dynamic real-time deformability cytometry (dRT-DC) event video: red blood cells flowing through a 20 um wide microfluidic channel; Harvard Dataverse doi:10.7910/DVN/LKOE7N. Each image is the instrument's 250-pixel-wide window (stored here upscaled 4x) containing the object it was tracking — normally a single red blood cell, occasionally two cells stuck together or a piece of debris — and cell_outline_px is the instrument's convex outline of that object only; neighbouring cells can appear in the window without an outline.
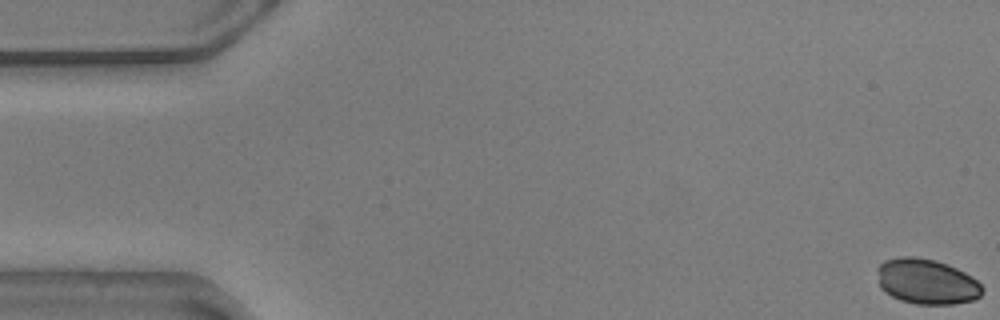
{"species": "common noctule bat (a hibernating species)", "species_latin": "Nyctalus noctula", "temperature_condition": "warm", "stored_images_in_passage": 58, "camera_frame_rate_fps": 3000, "um_per_image_px": 0.085, "animal": {"sex": "male", "body_mass_g": 20.5, "forearm_length_mm": 52.5}, "frame": {"image": 1, "passage_image": 1, "time_ms": 0.0, "image_size_px": [1000, 320], "cell_outline_px": [[984, 292], [980, 296], [972, 300], [952, 304], [916, 304], [900, 300], [884, 292], [880, 288], [876, 268], [884, 260], [900, 256], [912, 256], [936, 260], [948, 264], [972, 276], [984, 288]], "centroid_in_image_um": [78.75, 23.92], "position_along_channel_um": 6.3, "area_um2": 27.98}}